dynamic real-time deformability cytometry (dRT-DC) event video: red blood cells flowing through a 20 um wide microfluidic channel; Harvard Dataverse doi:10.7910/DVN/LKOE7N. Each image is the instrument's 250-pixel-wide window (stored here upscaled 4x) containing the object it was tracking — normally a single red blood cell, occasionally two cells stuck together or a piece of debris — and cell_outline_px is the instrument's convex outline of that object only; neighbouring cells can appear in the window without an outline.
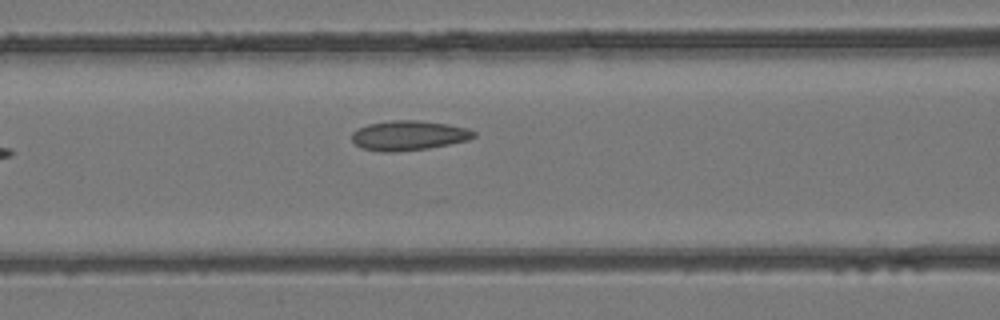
{"species": "common noctule bat (a hibernating species)", "species_latin": "Nyctalus noctula", "temperature_condition": "room temperature", "stored_images_in_passage": 7, "camera_frame_rate_fps": 3000, "um_per_image_px": 0.085, "animal": {"sex": "female", "body_mass_g": 24.6, "forearm_length_mm": 56.2}, "frame": {"image": 1, "passage_image": 7, "time_ms": 2.0, "image_size_px": [1000, 320], "cell_outline_px": [[476, 136], [468, 140], [428, 148], [396, 152], [380, 152], [360, 148], [352, 140], [352, 132], [356, 128], [368, 124], [392, 120], [420, 120], [448, 124], [468, 128], [476, 132]], "centroid_in_image_um": [34.72, 11.51], "position_along_channel_um": 131.9, "area_um2": 21.33}}